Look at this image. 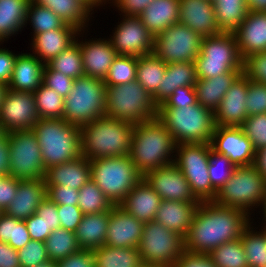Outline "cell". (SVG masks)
<instances>
[{"label": "cell", "instance_id": "obj_63", "mask_svg": "<svg viewBox=\"0 0 266 267\" xmlns=\"http://www.w3.org/2000/svg\"><path fill=\"white\" fill-rule=\"evenodd\" d=\"M27 230L31 240L45 241L51 234L50 228H47L46 223L36 213L25 220Z\"/></svg>", "mask_w": 266, "mask_h": 267}, {"label": "cell", "instance_id": "obj_21", "mask_svg": "<svg viewBox=\"0 0 266 267\" xmlns=\"http://www.w3.org/2000/svg\"><path fill=\"white\" fill-rule=\"evenodd\" d=\"M178 23L186 25L201 37L221 33L216 22L213 0H179Z\"/></svg>", "mask_w": 266, "mask_h": 267}, {"label": "cell", "instance_id": "obj_44", "mask_svg": "<svg viewBox=\"0 0 266 267\" xmlns=\"http://www.w3.org/2000/svg\"><path fill=\"white\" fill-rule=\"evenodd\" d=\"M28 23L33 30L32 36L52 29H59L65 24L53 10L36 4L32 0H30L27 8L25 27Z\"/></svg>", "mask_w": 266, "mask_h": 267}, {"label": "cell", "instance_id": "obj_2", "mask_svg": "<svg viewBox=\"0 0 266 267\" xmlns=\"http://www.w3.org/2000/svg\"><path fill=\"white\" fill-rule=\"evenodd\" d=\"M176 146L173 135L155 117L135 125L129 157L144 177L149 171L174 163Z\"/></svg>", "mask_w": 266, "mask_h": 267}, {"label": "cell", "instance_id": "obj_58", "mask_svg": "<svg viewBox=\"0 0 266 267\" xmlns=\"http://www.w3.org/2000/svg\"><path fill=\"white\" fill-rule=\"evenodd\" d=\"M57 267H96L93 251L80 249L57 261Z\"/></svg>", "mask_w": 266, "mask_h": 267}, {"label": "cell", "instance_id": "obj_8", "mask_svg": "<svg viewBox=\"0 0 266 267\" xmlns=\"http://www.w3.org/2000/svg\"><path fill=\"white\" fill-rule=\"evenodd\" d=\"M265 184L266 179L253 165L235 167L212 201L221 206L244 210L250 216L254 208L262 204Z\"/></svg>", "mask_w": 266, "mask_h": 267}, {"label": "cell", "instance_id": "obj_4", "mask_svg": "<svg viewBox=\"0 0 266 267\" xmlns=\"http://www.w3.org/2000/svg\"><path fill=\"white\" fill-rule=\"evenodd\" d=\"M45 169L82 156L80 127L60 119H39L32 128Z\"/></svg>", "mask_w": 266, "mask_h": 267}, {"label": "cell", "instance_id": "obj_13", "mask_svg": "<svg viewBox=\"0 0 266 267\" xmlns=\"http://www.w3.org/2000/svg\"><path fill=\"white\" fill-rule=\"evenodd\" d=\"M184 237L155 221L144 223L138 246L142 263L174 267L184 252Z\"/></svg>", "mask_w": 266, "mask_h": 267}, {"label": "cell", "instance_id": "obj_59", "mask_svg": "<svg viewBox=\"0 0 266 267\" xmlns=\"http://www.w3.org/2000/svg\"><path fill=\"white\" fill-rule=\"evenodd\" d=\"M36 214L42 218L47 228H50L51 231L61 228L57 204L50 201L47 197L39 205Z\"/></svg>", "mask_w": 266, "mask_h": 267}, {"label": "cell", "instance_id": "obj_33", "mask_svg": "<svg viewBox=\"0 0 266 267\" xmlns=\"http://www.w3.org/2000/svg\"><path fill=\"white\" fill-rule=\"evenodd\" d=\"M108 222L109 211L83 215L75 231L79 248L94 250L105 245Z\"/></svg>", "mask_w": 266, "mask_h": 267}, {"label": "cell", "instance_id": "obj_56", "mask_svg": "<svg viewBox=\"0 0 266 267\" xmlns=\"http://www.w3.org/2000/svg\"><path fill=\"white\" fill-rule=\"evenodd\" d=\"M61 228L75 232L83 213L78 205H57Z\"/></svg>", "mask_w": 266, "mask_h": 267}, {"label": "cell", "instance_id": "obj_42", "mask_svg": "<svg viewBox=\"0 0 266 267\" xmlns=\"http://www.w3.org/2000/svg\"><path fill=\"white\" fill-rule=\"evenodd\" d=\"M33 94L40 119L63 118L65 98L43 84Z\"/></svg>", "mask_w": 266, "mask_h": 267}, {"label": "cell", "instance_id": "obj_12", "mask_svg": "<svg viewBox=\"0 0 266 267\" xmlns=\"http://www.w3.org/2000/svg\"><path fill=\"white\" fill-rule=\"evenodd\" d=\"M9 176L18 180H36L45 177L41 149L33 130L8 132Z\"/></svg>", "mask_w": 266, "mask_h": 267}, {"label": "cell", "instance_id": "obj_47", "mask_svg": "<svg viewBox=\"0 0 266 267\" xmlns=\"http://www.w3.org/2000/svg\"><path fill=\"white\" fill-rule=\"evenodd\" d=\"M138 57L117 55L104 79L106 86L126 84L136 80Z\"/></svg>", "mask_w": 266, "mask_h": 267}, {"label": "cell", "instance_id": "obj_71", "mask_svg": "<svg viewBox=\"0 0 266 267\" xmlns=\"http://www.w3.org/2000/svg\"><path fill=\"white\" fill-rule=\"evenodd\" d=\"M34 267H57V262L55 261H51V260H47L39 265H36Z\"/></svg>", "mask_w": 266, "mask_h": 267}, {"label": "cell", "instance_id": "obj_23", "mask_svg": "<svg viewBox=\"0 0 266 267\" xmlns=\"http://www.w3.org/2000/svg\"><path fill=\"white\" fill-rule=\"evenodd\" d=\"M79 31L76 27L65 23L59 29L35 34L31 37V54L46 64L72 45Z\"/></svg>", "mask_w": 266, "mask_h": 267}, {"label": "cell", "instance_id": "obj_67", "mask_svg": "<svg viewBox=\"0 0 266 267\" xmlns=\"http://www.w3.org/2000/svg\"><path fill=\"white\" fill-rule=\"evenodd\" d=\"M248 11L266 12V0H246Z\"/></svg>", "mask_w": 266, "mask_h": 267}, {"label": "cell", "instance_id": "obj_29", "mask_svg": "<svg viewBox=\"0 0 266 267\" xmlns=\"http://www.w3.org/2000/svg\"><path fill=\"white\" fill-rule=\"evenodd\" d=\"M46 185H66L79 190L91 179L90 160L83 155L77 159L46 169Z\"/></svg>", "mask_w": 266, "mask_h": 267}, {"label": "cell", "instance_id": "obj_52", "mask_svg": "<svg viewBox=\"0 0 266 267\" xmlns=\"http://www.w3.org/2000/svg\"><path fill=\"white\" fill-rule=\"evenodd\" d=\"M246 107L248 116L266 113V84L248 79Z\"/></svg>", "mask_w": 266, "mask_h": 267}, {"label": "cell", "instance_id": "obj_37", "mask_svg": "<svg viewBox=\"0 0 266 267\" xmlns=\"http://www.w3.org/2000/svg\"><path fill=\"white\" fill-rule=\"evenodd\" d=\"M213 4L221 32L233 33L248 13L246 0H213Z\"/></svg>", "mask_w": 266, "mask_h": 267}, {"label": "cell", "instance_id": "obj_1", "mask_svg": "<svg viewBox=\"0 0 266 267\" xmlns=\"http://www.w3.org/2000/svg\"><path fill=\"white\" fill-rule=\"evenodd\" d=\"M252 219L238 208L200 202L184 237V249L209 254L216 247L239 239Z\"/></svg>", "mask_w": 266, "mask_h": 267}, {"label": "cell", "instance_id": "obj_57", "mask_svg": "<svg viewBox=\"0 0 266 267\" xmlns=\"http://www.w3.org/2000/svg\"><path fill=\"white\" fill-rule=\"evenodd\" d=\"M174 267H217L210 256L205 253H197L184 250L176 261Z\"/></svg>", "mask_w": 266, "mask_h": 267}, {"label": "cell", "instance_id": "obj_40", "mask_svg": "<svg viewBox=\"0 0 266 267\" xmlns=\"http://www.w3.org/2000/svg\"><path fill=\"white\" fill-rule=\"evenodd\" d=\"M252 224L251 221L240 237L247 264L249 267H266V237L260 229L257 231Z\"/></svg>", "mask_w": 266, "mask_h": 267}, {"label": "cell", "instance_id": "obj_66", "mask_svg": "<svg viewBox=\"0 0 266 267\" xmlns=\"http://www.w3.org/2000/svg\"><path fill=\"white\" fill-rule=\"evenodd\" d=\"M253 166L266 179V146L255 151Z\"/></svg>", "mask_w": 266, "mask_h": 267}, {"label": "cell", "instance_id": "obj_16", "mask_svg": "<svg viewBox=\"0 0 266 267\" xmlns=\"http://www.w3.org/2000/svg\"><path fill=\"white\" fill-rule=\"evenodd\" d=\"M108 38L118 55L141 57L154 50V37L137 16H123Z\"/></svg>", "mask_w": 266, "mask_h": 267}, {"label": "cell", "instance_id": "obj_5", "mask_svg": "<svg viewBox=\"0 0 266 267\" xmlns=\"http://www.w3.org/2000/svg\"><path fill=\"white\" fill-rule=\"evenodd\" d=\"M157 117L176 144L210 143L216 127L214 112L198 103L182 108H157Z\"/></svg>", "mask_w": 266, "mask_h": 267}, {"label": "cell", "instance_id": "obj_60", "mask_svg": "<svg viewBox=\"0 0 266 267\" xmlns=\"http://www.w3.org/2000/svg\"><path fill=\"white\" fill-rule=\"evenodd\" d=\"M154 0H109L110 6L117 7L123 16H139Z\"/></svg>", "mask_w": 266, "mask_h": 267}, {"label": "cell", "instance_id": "obj_73", "mask_svg": "<svg viewBox=\"0 0 266 267\" xmlns=\"http://www.w3.org/2000/svg\"><path fill=\"white\" fill-rule=\"evenodd\" d=\"M264 220V222H262L263 223V226H261V231L263 232V234L265 235V237H266V219H262V221ZM263 228V229H262Z\"/></svg>", "mask_w": 266, "mask_h": 267}, {"label": "cell", "instance_id": "obj_14", "mask_svg": "<svg viewBox=\"0 0 266 267\" xmlns=\"http://www.w3.org/2000/svg\"><path fill=\"white\" fill-rule=\"evenodd\" d=\"M202 37L186 25L176 23L154 37L153 53L166 64L195 63L201 49Z\"/></svg>", "mask_w": 266, "mask_h": 267}, {"label": "cell", "instance_id": "obj_43", "mask_svg": "<svg viewBox=\"0 0 266 267\" xmlns=\"http://www.w3.org/2000/svg\"><path fill=\"white\" fill-rule=\"evenodd\" d=\"M78 197V206L84 215L110 211L114 206L92 179L79 189Z\"/></svg>", "mask_w": 266, "mask_h": 267}, {"label": "cell", "instance_id": "obj_20", "mask_svg": "<svg viewBox=\"0 0 266 267\" xmlns=\"http://www.w3.org/2000/svg\"><path fill=\"white\" fill-rule=\"evenodd\" d=\"M144 223L130 215L119 205L109 211L105 245L120 248H138Z\"/></svg>", "mask_w": 266, "mask_h": 267}, {"label": "cell", "instance_id": "obj_39", "mask_svg": "<svg viewBox=\"0 0 266 267\" xmlns=\"http://www.w3.org/2000/svg\"><path fill=\"white\" fill-rule=\"evenodd\" d=\"M82 33L84 34L86 31H79L76 41L58 56L52 58L48 63H46V66L49 69H54L73 79L84 76L85 73L83 69V61L78 38L83 37Z\"/></svg>", "mask_w": 266, "mask_h": 267}, {"label": "cell", "instance_id": "obj_6", "mask_svg": "<svg viewBox=\"0 0 266 267\" xmlns=\"http://www.w3.org/2000/svg\"><path fill=\"white\" fill-rule=\"evenodd\" d=\"M105 116L132 123L157 117L152 96L135 80L126 84L106 86Z\"/></svg>", "mask_w": 266, "mask_h": 267}, {"label": "cell", "instance_id": "obj_54", "mask_svg": "<svg viewBox=\"0 0 266 267\" xmlns=\"http://www.w3.org/2000/svg\"><path fill=\"white\" fill-rule=\"evenodd\" d=\"M197 104L194 86L178 87L158 108H182Z\"/></svg>", "mask_w": 266, "mask_h": 267}, {"label": "cell", "instance_id": "obj_69", "mask_svg": "<svg viewBox=\"0 0 266 267\" xmlns=\"http://www.w3.org/2000/svg\"><path fill=\"white\" fill-rule=\"evenodd\" d=\"M260 212H263V219H266V184H265V191H264V197H263V200H262V204L260 206ZM262 210V211H261Z\"/></svg>", "mask_w": 266, "mask_h": 267}, {"label": "cell", "instance_id": "obj_36", "mask_svg": "<svg viewBox=\"0 0 266 267\" xmlns=\"http://www.w3.org/2000/svg\"><path fill=\"white\" fill-rule=\"evenodd\" d=\"M92 251L96 267H138L142 263L138 248L103 245Z\"/></svg>", "mask_w": 266, "mask_h": 267}, {"label": "cell", "instance_id": "obj_32", "mask_svg": "<svg viewBox=\"0 0 266 267\" xmlns=\"http://www.w3.org/2000/svg\"><path fill=\"white\" fill-rule=\"evenodd\" d=\"M241 74L242 70H234L208 79H197L194 85L197 103L214 112L227 90Z\"/></svg>", "mask_w": 266, "mask_h": 267}, {"label": "cell", "instance_id": "obj_48", "mask_svg": "<svg viewBox=\"0 0 266 267\" xmlns=\"http://www.w3.org/2000/svg\"><path fill=\"white\" fill-rule=\"evenodd\" d=\"M234 168L235 166L230 162L229 158L217 154L211 149L208 173L212 187L216 191H218L230 178Z\"/></svg>", "mask_w": 266, "mask_h": 267}, {"label": "cell", "instance_id": "obj_26", "mask_svg": "<svg viewBox=\"0 0 266 267\" xmlns=\"http://www.w3.org/2000/svg\"><path fill=\"white\" fill-rule=\"evenodd\" d=\"M161 200L158 193L142 178L119 206L140 222L148 223L154 221Z\"/></svg>", "mask_w": 266, "mask_h": 267}, {"label": "cell", "instance_id": "obj_72", "mask_svg": "<svg viewBox=\"0 0 266 267\" xmlns=\"http://www.w3.org/2000/svg\"><path fill=\"white\" fill-rule=\"evenodd\" d=\"M138 267H167V266H162L159 264H145V263H141Z\"/></svg>", "mask_w": 266, "mask_h": 267}, {"label": "cell", "instance_id": "obj_15", "mask_svg": "<svg viewBox=\"0 0 266 267\" xmlns=\"http://www.w3.org/2000/svg\"><path fill=\"white\" fill-rule=\"evenodd\" d=\"M39 119L33 93L7 88L0 108V132L32 130Z\"/></svg>", "mask_w": 266, "mask_h": 267}, {"label": "cell", "instance_id": "obj_65", "mask_svg": "<svg viewBox=\"0 0 266 267\" xmlns=\"http://www.w3.org/2000/svg\"><path fill=\"white\" fill-rule=\"evenodd\" d=\"M0 175L9 176V143L5 132H0Z\"/></svg>", "mask_w": 266, "mask_h": 267}, {"label": "cell", "instance_id": "obj_24", "mask_svg": "<svg viewBox=\"0 0 266 267\" xmlns=\"http://www.w3.org/2000/svg\"><path fill=\"white\" fill-rule=\"evenodd\" d=\"M233 34L242 59L249 54L266 51V12L248 11Z\"/></svg>", "mask_w": 266, "mask_h": 267}, {"label": "cell", "instance_id": "obj_7", "mask_svg": "<svg viewBox=\"0 0 266 267\" xmlns=\"http://www.w3.org/2000/svg\"><path fill=\"white\" fill-rule=\"evenodd\" d=\"M91 179L112 202L119 205L143 178L127 156L90 160Z\"/></svg>", "mask_w": 266, "mask_h": 267}, {"label": "cell", "instance_id": "obj_28", "mask_svg": "<svg viewBox=\"0 0 266 267\" xmlns=\"http://www.w3.org/2000/svg\"><path fill=\"white\" fill-rule=\"evenodd\" d=\"M45 65L30 52H21L15 61L7 88L15 91L35 92L42 84Z\"/></svg>", "mask_w": 266, "mask_h": 267}, {"label": "cell", "instance_id": "obj_41", "mask_svg": "<svg viewBox=\"0 0 266 267\" xmlns=\"http://www.w3.org/2000/svg\"><path fill=\"white\" fill-rule=\"evenodd\" d=\"M48 257L51 261H59L80 250L75 232L58 228L51 232L44 241Z\"/></svg>", "mask_w": 266, "mask_h": 267}, {"label": "cell", "instance_id": "obj_62", "mask_svg": "<svg viewBox=\"0 0 266 267\" xmlns=\"http://www.w3.org/2000/svg\"><path fill=\"white\" fill-rule=\"evenodd\" d=\"M18 55L19 54H15L9 49L0 47V83H3L8 86L13 74L15 61Z\"/></svg>", "mask_w": 266, "mask_h": 267}, {"label": "cell", "instance_id": "obj_35", "mask_svg": "<svg viewBox=\"0 0 266 267\" xmlns=\"http://www.w3.org/2000/svg\"><path fill=\"white\" fill-rule=\"evenodd\" d=\"M30 0H0V43L24 30Z\"/></svg>", "mask_w": 266, "mask_h": 267}, {"label": "cell", "instance_id": "obj_38", "mask_svg": "<svg viewBox=\"0 0 266 267\" xmlns=\"http://www.w3.org/2000/svg\"><path fill=\"white\" fill-rule=\"evenodd\" d=\"M167 69V64L154 53L138 57L136 81L153 96Z\"/></svg>", "mask_w": 266, "mask_h": 267}, {"label": "cell", "instance_id": "obj_49", "mask_svg": "<svg viewBox=\"0 0 266 267\" xmlns=\"http://www.w3.org/2000/svg\"><path fill=\"white\" fill-rule=\"evenodd\" d=\"M241 127L255 151L266 146V113L248 116Z\"/></svg>", "mask_w": 266, "mask_h": 267}, {"label": "cell", "instance_id": "obj_70", "mask_svg": "<svg viewBox=\"0 0 266 267\" xmlns=\"http://www.w3.org/2000/svg\"><path fill=\"white\" fill-rule=\"evenodd\" d=\"M6 91H7V86L3 83H0V108L3 103V98L5 96Z\"/></svg>", "mask_w": 266, "mask_h": 267}, {"label": "cell", "instance_id": "obj_31", "mask_svg": "<svg viewBox=\"0 0 266 267\" xmlns=\"http://www.w3.org/2000/svg\"><path fill=\"white\" fill-rule=\"evenodd\" d=\"M153 37L178 23L179 0H154L138 16Z\"/></svg>", "mask_w": 266, "mask_h": 267}, {"label": "cell", "instance_id": "obj_11", "mask_svg": "<svg viewBox=\"0 0 266 267\" xmlns=\"http://www.w3.org/2000/svg\"><path fill=\"white\" fill-rule=\"evenodd\" d=\"M210 143H180L176 146L174 164L183 173L194 196L200 201H212L216 190L208 173Z\"/></svg>", "mask_w": 266, "mask_h": 267}, {"label": "cell", "instance_id": "obj_64", "mask_svg": "<svg viewBox=\"0 0 266 267\" xmlns=\"http://www.w3.org/2000/svg\"><path fill=\"white\" fill-rule=\"evenodd\" d=\"M0 267H21L17 250L2 241H0Z\"/></svg>", "mask_w": 266, "mask_h": 267}, {"label": "cell", "instance_id": "obj_30", "mask_svg": "<svg viewBox=\"0 0 266 267\" xmlns=\"http://www.w3.org/2000/svg\"><path fill=\"white\" fill-rule=\"evenodd\" d=\"M197 82L196 66L193 62L168 63L161 85L152 96L157 107L162 104L178 87L194 86Z\"/></svg>", "mask_w": 266, "mask_h": 267}, {"label": "cell", "instance_id": "obj_46", "mask_svg": "<svg viewBox=\"0 0 266 267\" xmlns=\"http://www.w3.org/2000/svg\"><path fill=\"white\" fill-rule=\"evenodd\" d=\"M208 255L217 267H249L240 238L216 247Z\"/></svg>", "mask_w": 266, "mask_h": 267}, {"label": "cell", "instance_id": "obj_9", "mask_svg": "<svg viewBox=\"0 0 266 267\" xmlns=\"http://www.w3.org/2000/svg\"><path fill=\"white\" fill-rule=\"evenodd\" d=\"M106 85L104 80L82 76L74 79L72 90L65 98L63 119L82 127L105 116Z\"/></svg>", "mask_w": 266, "mask_h": 267}, {"label": "cell", "instance_id": "obj_53", "mask_svg": "<svg viewBox=\"0 0 266 267\" xmlns=\"http://www.w3.org/2000/svg\"><path fill=\"white\" fill-rule=\"evenodd\" d=\"M74 79L46 65L43 71L42 84L56 91L63 98H66L72 90Z\"/></svg>", "mask_w": 266, "mask_h": 267}, {"label": "cell", "instance_id": "obj_17", "mask_svg": "<svg viewBox=\"0 0 266 267\" xmlns=\"http://www.w3.org/2000/svg\"><path fill=\"white\" fill-rule=\"evenodd\" d=\"M210 145L212 151L229 158L235 167L253 165L255 149L242 127L216 126Z\"/></svg>", "mask_w": 266, "mask_h": 267}, {"label": "cell", "instance_id": "obj_34", "mask_svg": "<svg viewBox=\"0 0 266 267\" xmlns=\"http://www.w3.org/2000/svg\"><path fill=\"white\" fill-rule=\"evenodd\" d=\"M34 3L53 10L65 23L80 31L88 29L94 10L83 0H32ZM87 28V29H86Z\"/></svg>", "mask_w": 266, "mask_h": 267}, {"label": "cell", "instance_id": "obj_50", "mask_svg": "<svg viewBox=\"0 0 266 267\" xmlns=\"http://www.w3.org/2000/svg\"><path fill=\"white\" fill-rule=\"evenodd\" d=\"M17 252L21 267H34L50 260L43 241L30 240Z\"/></svg>", "mask_w": 266, "mask_h": 267}, {"label": "cell", "instance_id": "obj_25", "mask_svg": "<svg viewBox=\"0 0 266 267\" xmlns=\"http://www.w3.org/2000/svg\"><path fill=\"white\" fill-rule=\"evenodd\" d=\"M47 197L45 179L19 180L15 198L4 210L8 216L25 221L36 213Z\"/></svg>", "mask_w": 266, "mask_h": 267}, {"label": "cell", "instance_id": "obj_51", "mask_svg": "<svg viewBox=\"0 0 266 267\" xmlns=\"http://www.w3.org/2000/svg\"><path fill=\"white\" fill-rule=\"evenodd\" d=\"M242 73L252 81L266 84V51L244 57Z\"/></svg>", "mask_w": 266, "mask_h": 267}, {"label": "cell", "instance_id": "obj_10", "mask_svg": "<svg viewBox=\"0 0 266 267\" xmlns=\"http://www.w3.org/2000/svg\"><path fill=\"white\" fill-rule=\"evenodd\" d=\"M242 61L233 33L221 32L202 37L200 53L195 60L196 77L208 79L242 70Z\"/></svg>", "mask_w": 266, "mask_h": 267}, {"label": "cell", "instance_id": "obj_22", "mask_svg": "<svg viewBox=\"0 0 266 267\" xmlns=\"http://www.w3.org/2000/svg\"><path fill=\"white\" fill-rule=\"evenodd\" d=\"M86 40H79L85 76L104 80L118 54L107 38Z\"/></svg>", "mask_w": 266, "mask_h": 267}, {"label": "cell", "instance_id": "obj_45", "mask_svg": "<svg viewBox=\"0 0 266 267\" xmlns=\"http://www.w3.org/2000/svg\"><path fill=\"white\" fill-rule=\"evenodd\" d=\"M31 240L25 221L0 213V241L15 250L23 248Z\"/></svg>", "mask_w": 266, "mask_h": 267}, {"label": "cell", "instance_id": "obj_68", "mask_svg": "<svg viewBox=\"0 0 266 267\" xmlns=\"http://www.w3.org/2000/svg\"><path fill=\"white\" fill-rule=\"evenodd\" d=\"M83 1L86 2L93 10L97 7L99 8V6L100 7L104 6V4L105 5L109 4L108 3L109 0H83Z\"/></svg>", "mask_w": 266, "mask_h": 267}, {"label": "cell", "instance_id": "obj_3", "mask_svg": "<svg viewBox=\"0 0 266 267\" xmlns=\"http://www.w3.org/2000/svg\"><path fill=\"white\" fill-rule=\"evenodd\" d=\"M135 125L102 117L80 127L81 152L88 160L130 154Z\"/></svg>", "mask_w": 266, "mask_h": 267}, {"label": "cell", "instance_id": "obj_27", "mask_svg": "<svg viewBox=\"0 0 266 267\" xmlns=\"http://www.w3.org/2000/svg\"><path fill=\"white\" fill-rule=\"evenodd\" d=\"M200 202L161 200L154 221L185 237Z\"/></svg>", "mask_w": 266, "mask_h": 267}, {"label": "cell", "instance_id": "obj_55", "mask_svg": "<svg viewBox=\"0 0 266 267\" xmlns=\"http://www.w3.org/2000/svg\"><path fill=\"white\" fill-rule=\"evenodd\" d=\"M46 195L57 205H78L79 190L66 185H46Z\"/></svg>", "mask_w": 266, "mask_h": 267}, {"label": "cell", "instance_id": "obj_61", "mask_svg": "<svg viewBox=\"0 0 266 267\" xmlns=\"http://www.w3.org/2000/svg\"><path fill=\"white\" fill-rule=\"evenodd\" d=\"M19 180L11 176L0 175V211L4 210L10 205L15 198Z\"/></svg>", "mask_w": 266, "mask_h": 267}, {"label": "cell", "instance_id": "obj_18", "mask_svg": "<svg viewBox=\"0 0 266 267\" xmlns=\"http://www.w3.org/2000/svg\"><path fill=\"white\" fill-rule=\"evenodd\" d=\"M143 178L162 200L200 202L192 193L187 179L174 163L149 171Z\"/></svg>", "mask_w": 266, "mask_h": 267}, {"label": "cell", "instance_id": "obj_19", "mask_svg": "<svg viewBox=\"0 0 266 267\" xmlns=\"http://www.w3.org/2000/svg\"><path fill=\"white\" fill-rule=\"evenodd\" d=\"M248 78L242 73L227 90L214 111L216 126L241 127L248 117Z\"/></svg>", "mask_w": 266, "mask_h": 267}]
</instances>
